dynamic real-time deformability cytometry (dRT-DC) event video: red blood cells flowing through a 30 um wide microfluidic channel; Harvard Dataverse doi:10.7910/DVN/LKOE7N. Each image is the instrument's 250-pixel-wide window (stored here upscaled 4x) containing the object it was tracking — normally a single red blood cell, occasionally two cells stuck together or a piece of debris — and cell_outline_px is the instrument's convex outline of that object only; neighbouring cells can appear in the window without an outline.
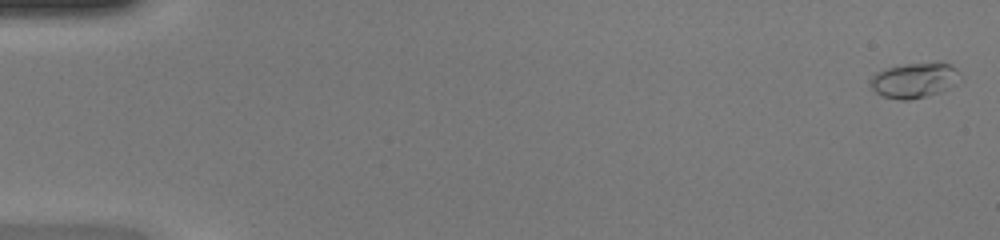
{"species": "common noctule bat (a hibernating species)", "species_latin": "Nyctalus noctula", "temperature_condition": "warm", "stored_images_in_passage": 49, "camera_frame_rate_fps": 3000, "um_per_image_px": 0.085, "animal": {"sex": "female", "body_mass_g": 20.0, "forearm_length_mm": 54.0}, "frame": {"image": 1, "passage_image": 1, "time_ms": 0.0, "image_size_px": [1000, 240], "cell_outline_px": [[964, 80], [940, 92], [928, 96], [908, 100], [900, 100], [884, 96], [876, 92], [872, 88], [868, 80], [876, 72], [884, 68], [904, 64], [940, 60], [956, 68], [964, 76]], "centroid_in_image_um": [77.79, 6.79], "position_along_channel_um": 7.2, "area_um2": 19.13}}
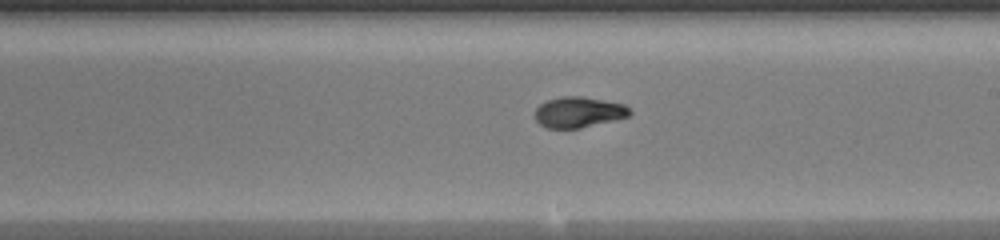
{"frame": {"image": 2, "passage_image": 29, "time_ms": 9.333, "image_size_px": [1000, 240], "cell_outline_px": [[632, 112], [628, 116], [580, 128], [548, 128], [540, 124], [536, 120], [536, 108], [540, 104], [548, 100], [560, 96], [584, 96], [624, 104]], "centroid_in_image_um": [49.17, 9.52], "position_along_channel_um": 239.8, "area_um2": 16.76}}
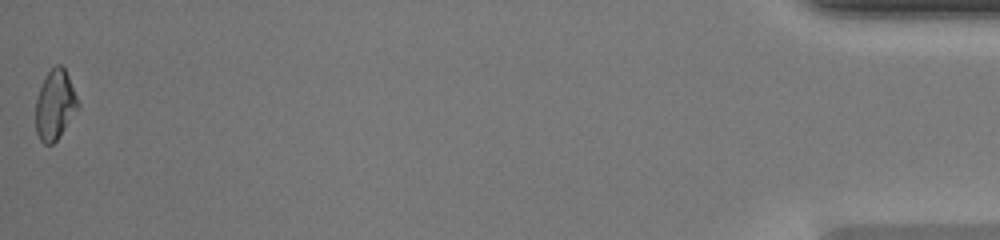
{"frame": {"image": 3, "passage_image": 49, "time_ms": 16.0, "image_size_px": [1000, 240], "cell_outline_px": [[80, 108], [60, 136], [52, 144], [44, 144], [40, 140], [36, 132], [36, 96], [48, 72], [56, 64], [60, 64], [64, 68], [68, 76], [80, 104]], "centroid_in_image_um": [4.69, 8.94], "position_along_channel_um": 430.5, "area_um2": 17.22}, "authors_computed_cell_mechanics": {"area_um2": 17.051, "velocity_mm_per_s": 4.274, "shape_relaxation_time_tau1_ms": 7.2845, "shape_relaxation_time_tau2_ms": 1.3637, "deformation_change_tau1": 0.2893, "deformation_change_tau2": 0.0524}}